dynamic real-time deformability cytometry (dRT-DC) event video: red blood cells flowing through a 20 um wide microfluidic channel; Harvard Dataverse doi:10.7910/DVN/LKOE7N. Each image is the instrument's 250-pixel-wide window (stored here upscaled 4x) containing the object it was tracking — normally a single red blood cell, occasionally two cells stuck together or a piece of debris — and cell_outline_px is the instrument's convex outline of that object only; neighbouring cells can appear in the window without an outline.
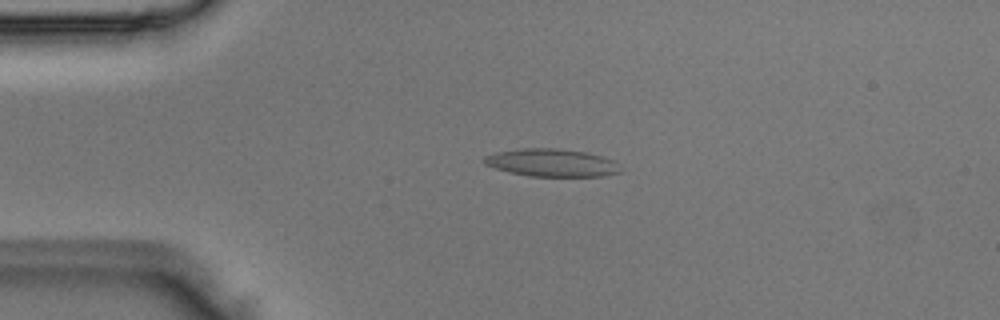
{"species": "Egyptian fruit bat (a non-hibernating species)", "species_latin": "Rousettus aegyptiacus", "temperature_condition": "room temperature", "stored_images_in_passage": 41, "camera_frame_rate_fps": 3000, "um_per_image_px": 0.085, "animal": {"sex": "male"}, "frame": {"image": 1, "passage_image": 2, "time_ms": 0.333, "image_size_px": [1000, 320], "cell_outline_px": [[620, 172], [604, 176], [528, 176], [496, 168], [484, 164], [480, 160], [484, 156], [496, 152], [524, 148], [556, 148], [588, 152], [612, 160]], "centroid_in_image_um": [46.83, 13.82], "position_along_channel_um": 38.2, "area_um2": 21.79}}
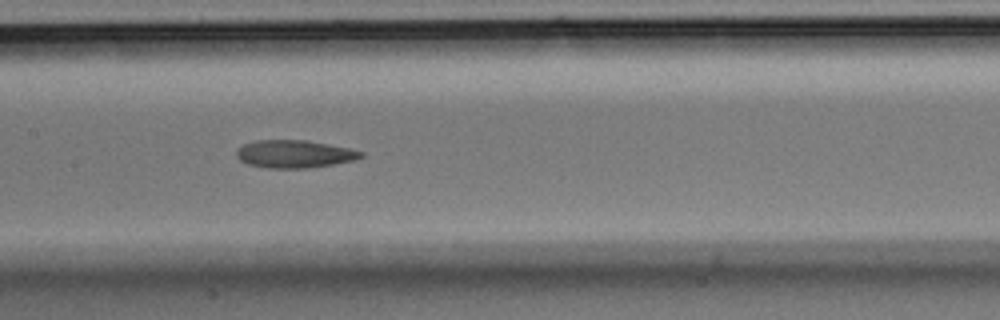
{"frame": {"image": 2, "passage_image": 15, "time_ms": 4.667, "image_size_px": [1000, 320], "cell_outline_px": [[364, 156], [356, 160], [308, 168], [268, 168], [248, 164], [240, 160], [236, 156], [236, 152], [244, 144], [256, 140], [308, 140], [348, 148], [364, 152]], "centroid_in_image_um": [25.04, 13.09], "position_along_channel_um": 182.4, "area_um2": 20.06}}
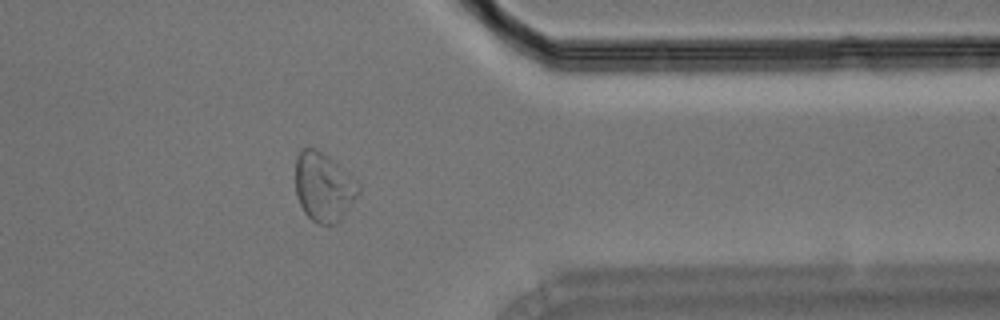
{"frame": {"image": 3, "passage_image": 31, "time_ms": 10.0, "image_size_px": [1000, 320], "cell_outline_px": [[360, 192], [340, 220], [332, 224], [316, 224], [304, 212], [296, 196], [296, 156], [300, 148], [316, 148], [328, 156], [336, 164]], "centroid_in_image_um": [27.41, 15.91], "position_along_channel_um": 384.0, "area_um2": 24.39}}